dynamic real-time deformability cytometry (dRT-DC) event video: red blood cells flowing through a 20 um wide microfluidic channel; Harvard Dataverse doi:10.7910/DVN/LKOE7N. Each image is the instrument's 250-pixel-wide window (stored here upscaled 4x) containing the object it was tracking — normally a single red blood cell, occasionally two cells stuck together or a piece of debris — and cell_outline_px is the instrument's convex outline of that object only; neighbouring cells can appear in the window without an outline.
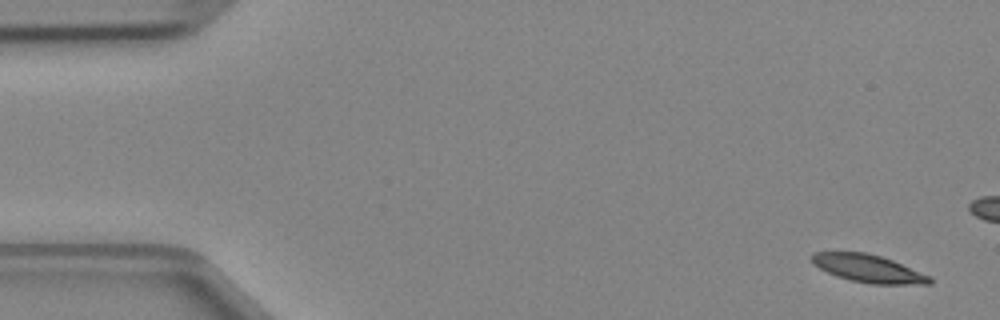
{"species": "Egyptian fruit bat (a non-hibernating species)", "species_latin": "Rousettus aegyptiacus", "temperature_condition": "cold", "stored_images_in_passage": 5, "camera_frame_rate_fps": 3000, "um_per_image_px": 0.085, "animal": {"sex": "female"}, "frame": {"image": 1, "passage_image": 1, "time_ms": 0.0, "image_size_px": [1000, 320], "cell_outline_px": [[932, 284], [872, 284], [852, 280], [836, 276], [812, 264], [812, 252], [864, 252], [880, 256], [892, 260], [932, 276]], "centroid_in_image_um": [73.83, 22.82], "position_along_channel_um": 11.2, "area_um2": 18.96}}